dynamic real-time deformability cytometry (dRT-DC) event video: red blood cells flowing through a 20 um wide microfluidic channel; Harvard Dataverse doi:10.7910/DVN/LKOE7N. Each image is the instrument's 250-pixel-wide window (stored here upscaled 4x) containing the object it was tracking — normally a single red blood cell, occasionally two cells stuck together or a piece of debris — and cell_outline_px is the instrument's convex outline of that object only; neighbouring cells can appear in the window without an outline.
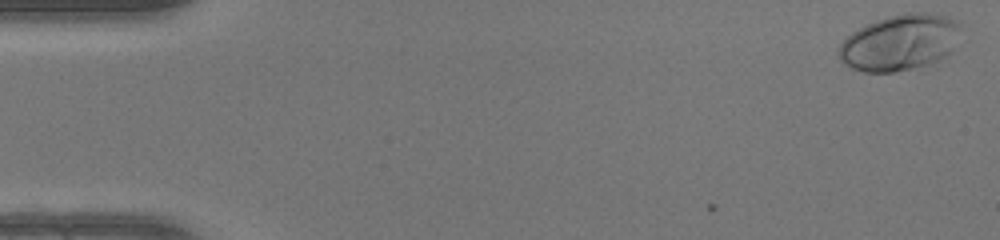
{"species": "human", "species_latin": "Homo sapiens", "temperature_condition": "warm", "stored_images_in_passage": 50, "camera_frame_rate_fps": 3000, "um_per_image_px": 0.085, "donor": {"sex": "female"}, "frame": {"image": 1, "passage_image": 1, "time_ms": 0.0, "image_size_px": [1000, 240], "cell_outline_px": [[964, 24], [952, 52], [928, 64], [896, 72], [864, 72], [852, 68], [840, 60], [836, 52], [840, 44], [852, 32], [876, 20], [888, 16], [904, 12], [928, 12], [948, 16]], "centroid_in_image_um": [76.52, 3.59], "position_along_channel_um": 8.5, "area_um2": 40.17}}
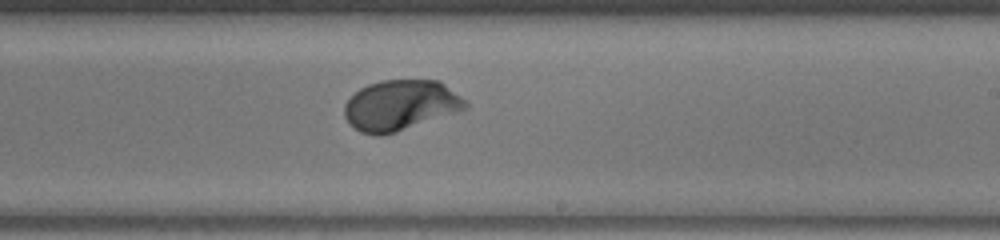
{"frame": {"image": 2, "passage_image": 30, "time_ms": 9.667, "image_size_px": [1000, 240], "cell_outline_px": [[468, 108], [384, 136], [376, 136], [360, 132], [348, 124], [344, 116], [344, 104], [360, 88], [368, 84], [380, 80], [440, 80], [460, 96], [468, 104]], "centroid_in_image_um": [34.0, 8.95], "position_along_channel_um": 255.0, "area_um2": 35.6}}
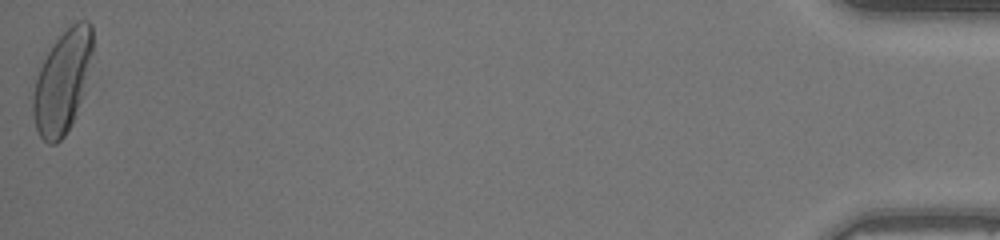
{"frame": {"image": 3, "passage_image": 50, "time_ms": 16.333, "image_size_px": [1000, 240], "cell_outline_px": [[92, 52], [84, 92], [72, 124], [64, 136], [56, 144], [48, 144], [40, 136], [36, 128], [32, 112], [32, 92], [40, 68], [48, 52], [56, 40], [76, 20], [88, 20], [92, 24]], "centroid_in_image_um": [5.3, 6.97], "position_along_channel_um": 429.9, "area_um2": 35.37}, "authors_computed_cell_mechanics": {"area_um2": 34.5066, "velocity_mm_per_s": 4.1418, "shape_relaxation_time_tau1_ms": 1.9757, "shape_relaxation_time_tau2_ms": null, "deformation_change_tau1": 0.1716, "deformation_change_tau2": null}}